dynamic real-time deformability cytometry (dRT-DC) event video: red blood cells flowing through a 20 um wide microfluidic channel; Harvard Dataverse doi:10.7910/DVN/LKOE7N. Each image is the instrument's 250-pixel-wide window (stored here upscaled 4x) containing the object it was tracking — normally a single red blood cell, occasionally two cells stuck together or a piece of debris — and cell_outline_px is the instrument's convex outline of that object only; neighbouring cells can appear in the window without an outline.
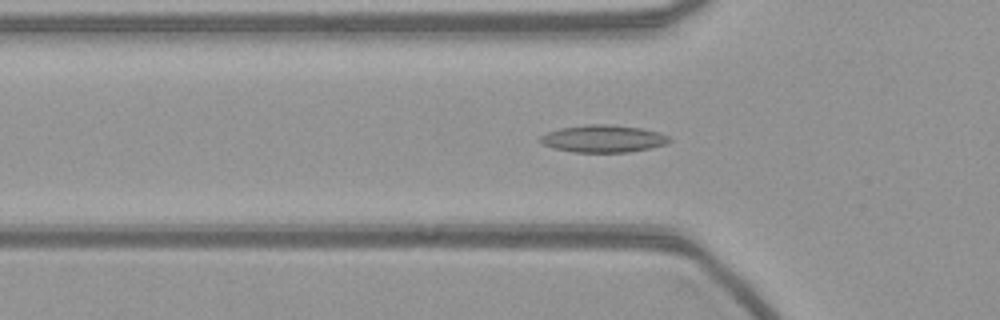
{"species": "common noctule bat (a hibernating species)", "species_latin": "Nyctalus noctula", "temperature_condition": "warm", "stored_images_in_passage": 55, "camera_frame_rate_fps": 3000, "um_per_image_px": 0.085, "animal": {"sex": "female", "body_mass_g": 21.9}, "frame": {"image": 1, "passage_image": 18, "time_ms": 5.667, "image_size_px": [1000, 320], "cell_outline_px": [[672, 140], [668, 144], [652, 148], [628, 152], [572, 152], [552, 148], [540, 144], [536, 140], [540, 136], [548, 132], [560, 128], [588, 124], [604, 124], [640, 128], [660, 132], [668, 136]], "centroid_in_image_um": [51.25, 11.8], "position_along_channel_um": 74.6, "area_um2": 20.81}}
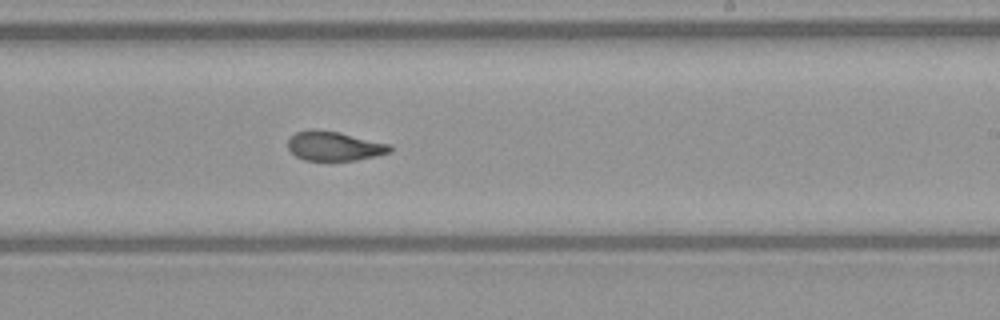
{"frame": {"image": 2, "passage_image": 33, "time_ms": 10.667, "image_size_px": [1000, 320], "cell_outline_px": [[392, 152], [376, 156], [356, 160], [304, 160], [296, 156], [288, 148], [288, 140], [296, 132], [312, 128], [340, 132], [392, 144]], "centroid_in_image_um": [28.45, 12.4], "position_along_channel_um": 260.6, "area_um2": 17.63}}
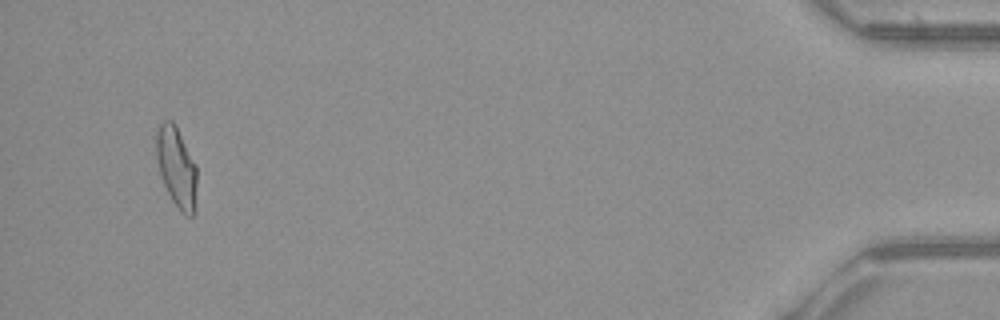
{"frame": {"image": 3, "passage_image": 53, "time_ms": 17.333, "image_size_px": [1000, 320], "cell_outline_px": [[196, 212], [192, 216], [184, 216], [180, 212], [172, 200], [164, 184], [160, 172], [156, 156], [156, 132], [160, 124], [164, 120], [172, 120], [176, 124], [196, 164]], "centroid_in_image_um": [15.02, 14.22], "position_along_channel_um": 420.2, "area_um2": 19.25}}